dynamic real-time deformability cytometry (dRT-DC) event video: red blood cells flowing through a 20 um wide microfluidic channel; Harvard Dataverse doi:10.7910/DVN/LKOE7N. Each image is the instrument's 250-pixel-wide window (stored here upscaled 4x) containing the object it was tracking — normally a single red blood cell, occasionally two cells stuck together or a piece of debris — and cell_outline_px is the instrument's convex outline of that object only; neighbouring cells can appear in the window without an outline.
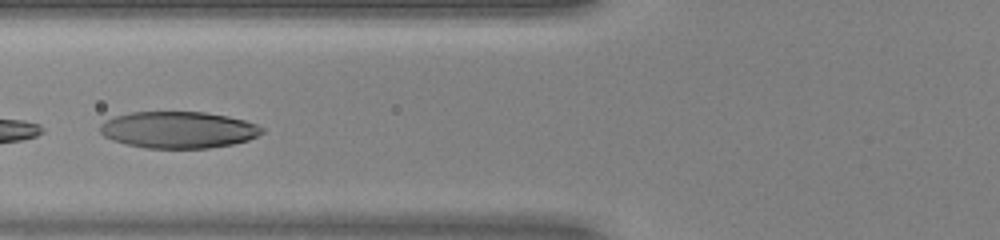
{"species": "human", "species_latin": "Homo sapiens", "temperature_condition": "warm", "stored_images_in_passage": 36, "camera_frame_rate_fps": 3000, "um_per_image_px": 0.085, "donor": {"sex": "female"}, "frame": {"image": 1, "passage_image": 12, "time_ms": 3.667, "image_size_px": [1000, 240], "cell_outline_px": [[264, 132], [248, 140], [232, 144], [208, 148], [144, 148], [112, 140], [104, 136], [100, 132], [100, 124], [104, 120], [116, 116], [132, 112], [204, 112], [228, 116], [244, 120], [256, 124], [264, 128]], "centroid_in_image_um": [15.16, 11.03], "position_along_channel_um": 110.6, "area_um2": 34.56}}
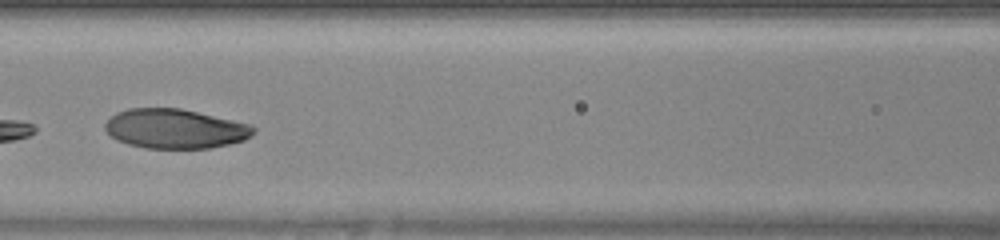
{"frame": {"image": 2, "passage_image": 15, "time_ms": 4.667, "image_size_px": [1000, 240], "cell_outline_px": [[256, 132], [252, 136], [244, 140], [212, 148], [144, 148], [128, 144], [116, 140], [104, 128], [104, 124], [116, 112], [128, 108], [180, 108], [252, 124], [256, 128]], "centroid_in_image_um": [14.91, 10.94], "position_along_channel_um": 151.7, "area_um2": 34.33}}
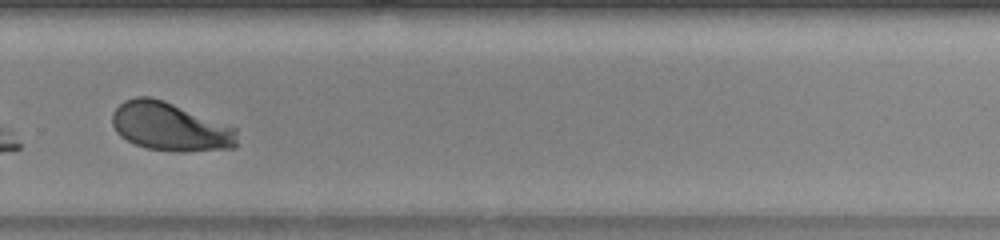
{"frame": {"image": 3, "passage_image": 27, "time_ms": 8.667, "image_size_px": [1000, 240], "cell_outline_px": [[236, 148], [184, 152], [176, 152], [148, 148], [136, 144], [120, 136], [116, 132], [112, 124], [112, 112], [124, 100], [136, 96], [148, 96], [172, 104], [236, 128]], "centroid_in_image_um": [14.43, 10.79], "position_along_channel_um": 315.4, "area_um2": 34.91}, "authors_computed_cell_mechanics": {"area_um2": 35.3158, "velocity_mm_per_s": 4.0998, "shape_relaxation_time_tau1_ms": 2.6037, "shape_relaxation_time_tau2_ms": 1.0899, "deformation_change_tau1": 0.1626, "deformation_change_tau2": 0.0447}}